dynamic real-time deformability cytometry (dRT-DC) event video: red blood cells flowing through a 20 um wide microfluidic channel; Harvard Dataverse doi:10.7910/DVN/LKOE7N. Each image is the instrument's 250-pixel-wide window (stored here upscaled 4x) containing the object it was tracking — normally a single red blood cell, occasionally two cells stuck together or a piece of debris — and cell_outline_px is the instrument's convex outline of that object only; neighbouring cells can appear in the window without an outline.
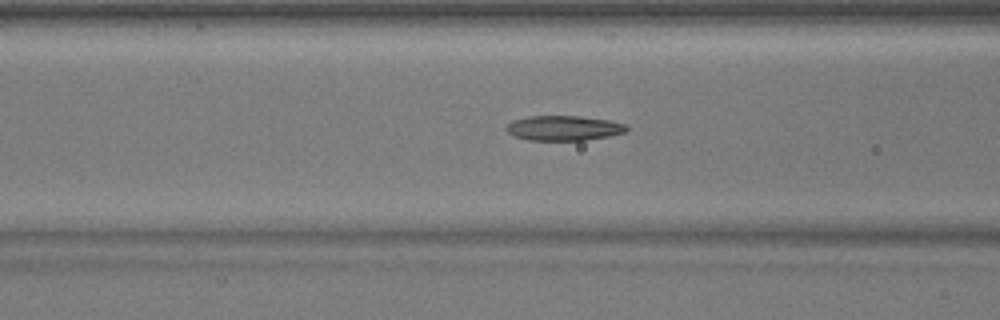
{"species": "common noctule bat (a hibernating species)", "species_latin": "Nyctalus noctula", "temperature_condition": "warm", "stored_images_in_passage": 45, "camera_frame_rate_fps": 3000, "um_per_image_px": 0.085, "animal": {"sex": "male", "body_mass_g": 17.9}, "frame": {"image": 1, "passage_image": 20, "time_ms": 6.333, "image_size_px": [1000, 320], "cell_outline_px": [[628, 128], [624, 132], [608, 136], [584, 140], [528, 140], [512, 136], [504, 128], [512, 120], [528, 116], [580, 116], [608, 120], [624, 124]], "centroid_in_image_um": [47.85, 10.88], "position_along_channel_um": 118.8, "area_um2": 17.4}}
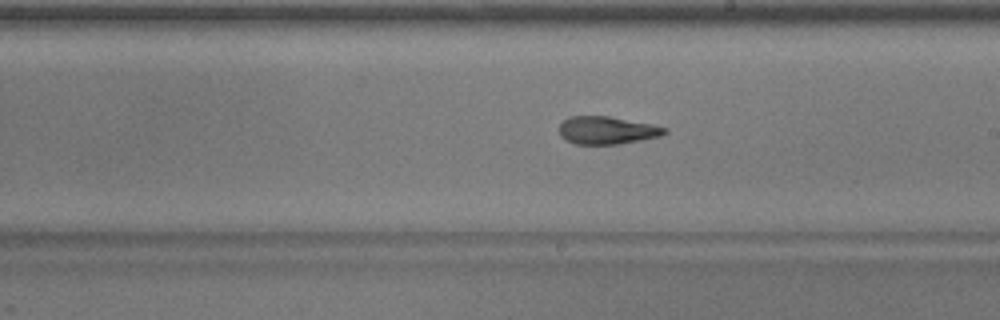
{"frame": {"image": 2, "passage_image": 29, "time_ms": 9.333, "image_size_px": [1000, 320], "cell_outline_px": [[668, 132], [660, 136], [620, 144], [576, 144], [560, 136], [560, 124], [568, 116], [608, 116], [652, 124], [668, 128]], "centroid_in_image_um": [51.61, 11.07], "position_along_channel_um": 237.4, "area_um2": 16.99}}
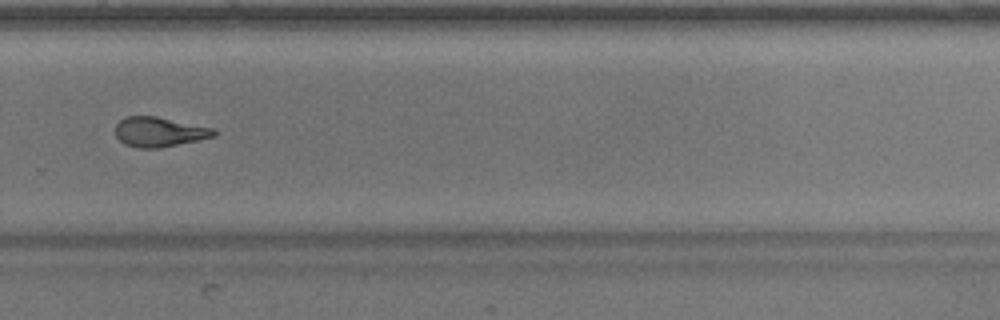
{"frame": {"image": 3, "passage_image": 35, "time_ms": 11.333, "image_size_px": [1000, 320], "cell_outline_px": [[216, 136], [200, 140], [160, 148], [136, 148], [124, 144], [116, 136], [116, 124], [124, 116], [156, 116], [216, 128]], "centroid_in_image_um": [13.56, 11.21], "position_along_channel_um": 316.2, "area_um2": 17.34}}